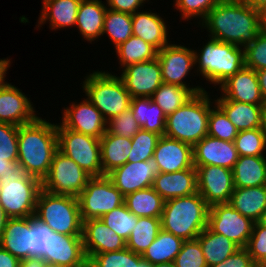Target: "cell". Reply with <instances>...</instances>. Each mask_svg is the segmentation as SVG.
<instances>
[{
	"label": "cell",
	"instance_id": "1",
	"mask_svg": "<svg viewBox=\"0 0 266 267\" xmlns=\"http://www.w3.org/2000/svg\"><path fill=\"white\" fill-rule=\"evenodd\" d=\"M197 26L208 37L245 47L261 32L260 11L244 0H220Z\"/></svg>",
	"mask_w": 266,
	"mask_h": 267
},
{
	"label": "cell",
	"instance_id": "2",
	"mask_svg": "<svg viewBox=\"0 0 266 267\" xmlns=\"http://www.w3.org/2000/svg\"><path fill=\"white\" fill-rule=\"evenodd\" d=\"M57 150V123L38 116L33 122L18 126L17 163L26 174L42 181L49 172Z\"/></svg>",
	"mask_w": 266,
	"mask_h": 267
},
{
	"label": "cell",
	"instance_id": "3",
	"mask_svg": "<svg viewBox=\"0 0 266 267\" xmlns=\"http://www.w3.org/2000/svg\"><path fill=\"white\" fill-rule=\"evenodd\" d=\"M207 40L202 48L194 50L196 70L193 73L213 84L215 89L245 66L244 47L211 37Z\"/></svg>",
	"mask_w": 266,
	"mask_h": 267
},
{
	"label": "cell",
	"instance_id": "4",
	"mask_svg": "<svg viewBox=\"0 0 266 267\" xmlns=\"http://www.w3.org/2000/svg\"><path fill=\"white\" fill-rule=\"evenodd\" d=\"M209 208L198 192L164 201L161 229L184 241L194 240L207 227Z\"/></svg>",
	"mask_w": 266,
	"mask_h": 267
},
{
	"label": "cell",
	"instance_id": "5",
	"mask_svg": "<svg viewBox=\"0 0 266 267\" xmlns=\"http://www.w3.org/2000/svg\"><path fill=\"white\" fill-rule=\"evenodd\" d=\"M212 97L204 90L168 115L164 136L193 147L208 134L210 109L215 105L214 95Z\"/></svg>",
	"mask_w": 266,
	"mask_h": 267
},
{
	"label": "cell",
	"instance_id": "6",
	"mask_svg": "<svg viewBox=\"0 0 266 267\" xmlns=\"http://www.w3.org/2000/svg\"><path fill=\"white\" fill-rule=\"evenodd\" d=\"M84 79L80 85L82 84L85 97L101 112L106 121L130 107L132 97L122 79L115 73L93 70Z\"/></svg>",
	"mask_w": 266,
	"mask_h": 267
},
{
	"label": "cell",
	"instance_id": "7",
	"mask_svg": "<svg viewBox=\"0 0 266 267\" xmlns=\"http://www.w3.org/2000/svg\"><path fill=\"white\" fill-rule=\"evenodd\" d=\"M42 189L41 180L26 174L23 167L0 178V205L8 218L35 215L37 198Z\"/></svg>",
	"mask_w": 266,
	"mask_h": 267
},
{
	"label": "cell",
	"instance_id": "8",
	"mask_svg": "<svg viewBox=\"0 0 266 267\" xmlns=\"http://www.w3.org/2000/svg\"><path fill=\"white\" fill-rule=\"evenodd\" d=\"M35 216L54 231L64 235H82L83 221L78 198L53 194L41 189Z\"/></svg>",
	"mask_w": 266,
	"mask_h": 267
},
{
	"label": "cell",
	"instance_id": "9",
	"mask_svg": "<svg viewBox=\"0 0 266 267\" xmlns=\"http://www.w3.org/2000/svg\"><path fill=\"white\" fill-rule=\"evenodd\" d=\"M58 150L92 177L103 176L100 139L65 128L57 123Z\"/></svg>",
	"mask_w": 266,
	"mask_h": 267
},
{
	"label": "cell",
	"instance_id": "10",
	"mask_svg": "<svg viewBox=\"0 0 266 267\" xmlns=\"http://www.w3.org/2000/svg\"><path fill=\"white\" fill-rule=\"evenodd\" d=\"M91 178L71 158L57 150L41 184L42 189L50 193L78 197Z\"/></svg>",
	"mask_w": 266,
	"mask_h": 267
},
{
	"label": "cell",
	"instance_id": "11",
	"mask_svg": "<svg viewBox=\"0 0 266 267\" xmlns=\"http://www.w3.org/2000/svg\"><path fill=\"white\" fill-rule=\"evenodd\" d=\"M82 221L101 218L124 203V196L107 175L92 177L79 194Z\"/></svg>",
	"mask_w": 266,
	"mask_h": 267
},
{
	"label": "cell",
	"instance_id": "12",
	"mask_svg": "<svg viewBox=\"0 0 266 267\" xmlns=\"http://www.w3.org/2000/svg\"><path fill=\"white\" fill-rule=\"evenodd\" d=\"M162 72V81L166 84L177 85L190 89L194 94L204 91L201 85L195 87L187 83L186 76L193 74L191 70L195 69L194 48L170 43L157 53ZM194 67V68H193Z\"/></svg>",
	"mask_w": 266,
	"mask_h": 267
},
{
	"label": "cell",
	"instance_id": "13",
	"mask_svg": "<svg viewBox=\"0 0 266 267\" xmlns=\"http://www.w3.org/2000/svg\"><path fill=\"white\" fill-rule=\"evenodd\" d=\"M253 225L250 218L235 210L230 203H218L209 208L207 228L224 235L239 247H246Z\"/></svg>",
	"mask_w": 266,
	"mask_h": 267
},
{
	"label": "cell",
	"instance_id": "14",
	"mask_svg": "<svg viewBox=\"0 0 266 267\" xmlns=\"http://www.w3.org/2000/svg\"><path fill=\"white\" fill-rule=\"evenodd\" d=\"M197 173L198 193L211 206L229 203L234 191L233 172L221 166H194Z\"/></svg>",
	"mask_w": 266,
	"mask_h": 267
},
{
	"label": "cell",
	"instance_id": "15",
	"mask_svg": "<svg viewBox=\"0 0 266 267\" xmlns=\"http://www.w3.org/2000/svg\"><path fill=\"white\" fill-rule=\"evenodd\" d=\"M119 74L132 98L151 97L163 83L158 58L130 64Z\"/></svg>",
	"mask_w": 266,
	"mask_h": 267
},
{
	"label": "cell",
	"instance_id": "16",
	"mask_svg": "<svg viewBox=\"0 0 266 267\" xmlns=\"http://www.w3.org/2000/svg\"><path fill=\"white\" fill-rule=\"evenodd\" d=\"M83 99L64 107L60 123L67 129L100 139L106 132L107 121L86 97Z\"/></svg>",
	"mask_w": 266,
	"mask_h": 267
},
{
	"label": "cell",
	"instance_id": "17",
	"mask_svg": "<svg viewBox=\"0 0 266 267\" xmlns=\"http://www.w3.org/2000/svg\"><path fill=\"white\" fill-rule=\"evenodd\" d=\"M158 173V164L154 158H150L147 161L127 162L111 171L107 177L125 197L135 191L152 187Z\"/></svg>",
	"mask_w": 266,
	"mask_h": 267
},
{
	"label": "cell",
	"instance_id": "18",
	"mask_svg": "<svg viewBox=\"0 0 266 267\" xmlns=\"http://www.w3.org/2000/svg\"><path fill=\"white\" fill-rule=\"evenodd\" d=\"M18 87L7 80L0 85V122L21 126L33 122L40 113Z\"/></svg>",
	"mask_w": 266,
	"mask_h": 267
},
{
	"label": "cell",
	"instance_id": "19",
	"mask_svg": "<svg viewBox=\"0 0 266 267\" xmlns=\"http://www.w3.org/2000/svg\"><path fill=\"white\" fill-rule=\"evenodd\" d=\"M82 239L87 260L95 254L126 248V240L107 227L101 218L83 221Z\"/></svg>",
	"mask_w": 266,
	"mask_h": 267
},
{
	"label": "cell",
	"instance_id": "20",
	"mask_svg": "<svg viewBox=\"0 0 266 267\" xmlns=\"http://www.w3.org/2000/svg\"><path fill=\"white\" fill-rule=\"evenodd\" d=\"M217 89L221 93L216 98H226L254 105H263L265 102L260 91L256 71L246 66L229 77Z\"/></svg>",
	"mask_w": 266,
	"mask_h": 267
},
{
	"label": "cell",
	"instance_id": "21",
	"mask_svg": "<svg viewBox=\"0 0 266 267\" xmlns=\"http://www.w3.org/2000/svg\"><path fill=\"white\" fill-rule=\"evenodd\" d=\"M239 158L234 142L206 135L193 146V165H215L233 169Z\"/></svg>",
	"mask_w": 266,
	"mask_h": 267
},
{
	"label": "cell",
	"instance_id": "22",
	"mask_svg": "<svg viewBox=\"0 0 266 267\" xmlns=\"http://www.w3.org/2000/svg\"><path fill=\"white\" fill-rule=\"evenodd\" d=\"M153 158L162 173H173L194 166L193 147L166 136L158 140Z\"/></svg>",
	"mask_w": 266,
	"mask_h": 267
},
{
	"label": "cell",
	"instance_id": "23",
	"mask_svg": "<svg viewBox=\"0 0 266 267\" xmlns=\"http://www.w3.org/2000/svg\"><path fill=\"white\" fill-rule=\"evenodd\" d=\"M50 264L62 267H88L82 235L51 234Z\"/></svg>",
	"mask_w": 266,
	"mask_h": 267
},
{
	"label": "cell",
	"instance_id": "24",
	"mask_svg": "<svg viewBox=\"0 0 266 267\" xmlns=\"http://www.w3.org/2000/svg\"><path fill=\"white\" fill-rule=\"evenodd\" d=\"M152 188L164 201L188 196L198 192L196 168H188L173 173H158Z\"/></svg>",
	"mask_w": 266,
	"mask_h": 267
},
{
	"label": "cell",
	"instance_id": "25",
	"mask_svg": "<svg viewBox=\"0 0 266 267\" xmlns=\"http://www.w3.org/2000/svg\"><path fill=\"white\" fill-rule=\"evenodd\" d=\"M138 10L132 14L133 35L154 46L158 51L171 43L166 21L157 12Z\"/></svg>",
	"mask_w": 266,
	"mask_h": 267
},
{
	"label": "cell",
	"instance_id": "26",
	"mask_svg": "<svg viewBox=\"0 0 266 267\" xmlns=\"http://www.w3.org/2000/svg\"><path fill=\"white\" fill-rule=\"evenodd\" d=\"M106 10L102 0H82L79 4L75 27L90 44L102 37Z\"/></svg>",
	"mask_w": 266,
	"mask_h": 267
},
{
	"label": "cell",
	"instance_id": "27",
	"mask_svg": "<svg viewBox=\"0 0 266 267\" xmlns=\"http://www.w3.org/2000/svg\"><path fill=\"white\" fill-rule=\"evenodd\" d=\"M82 0H43L36 28L49 22L51 30L58 31L61 28L74 27L76 25L77 12Z\"/></svg>",
	"mask_w": 266,
	"mask_h": 267
},
{
	"label": "cell",
	"instance_id": "28",
	"mask_svg": "<svg viewBox=\"0 0 266 267\" xmlns=\"http://www.w3.org/2000/svg\"><path fill=\"white\" fill-rule=\"evenodd\" d=\"M0 246L20 261L30 258V217L8 218Z\"/></svg>",
	"mask_w": 266,
	"mask_h": 267
},
{
	"label": "cell",
	"instance_id": "29",
	"mask_svg": "<svg viewBox=\"0 0 266 267\" xmlns=\"http://www.w3.org/2000/svg\"><path fill=\"white\" fill-rule=\"evenodd\" d=\"M238 131L262 128V105L241 103L226 98H214Z\"/></svg>",
	"mask_w": 266,
	"mask_h": 267
},
{
	"label": "cell",
	"instance_id": "30",
	"mask_svg": "<svg viewBox=\"0 0 266 267\" xmlns=\"http://www.w3.org/2000/svg\"><path fill=\"white\" fill-rule=\"evenodd\" d=\"M230 205L245 217L257 222L266 209V185L256 187H235Z\"/></svg>",
	"mask_w": 266,
	"mask_h": 267
},
{
	"label": "cell",
	"instance_id": "31",
	"mask_svg": "<svg viewBox=\"0 0 266 267\" xmlns=\"http://www.w3.org/2000/svg\"><path fill=\"white\" fill-rule=\"evenodd\" d=\"M232 172L234 187L266 185V156H239Z\"/></svg>",
	"mask_w": 266,
	"mask_h": 267
},
{
	"label": "cell",
	"instance_id": "32",
	"mask_svg": "<svg viewBox=\"0 0 266 267\" xmlns=\"http://www.w3.org/2000/svg\"><path fill=\"white\" fill-rule=\"evenodd\" d=\"M132 139L120 137L107 131L100 138L103 176L127 163Z\"/></svg>",
	"mask_w": 266,
	"mask_h": 267
},
{
	"label": "cell",
	"instance_id": "33",
	"mask_svg": "<svg viewBox=\"0 0 266 267\" xmlns=\"http://www.w3.org/2000/svg\"><path fill=\"white\" fill-rule=\"evenodd\" d=\"M130 108L142 130L164 136L166 115L151 97L132 98Z\"/></svg>",
	"mask_w": 266,
	"mask_h": 267
},
{
	"label": "cell",
	"instance_id": "34",
	"mask_svg": "<svg viewBox=\"0 0 266 267\" xmlns=\"http://www.w3.org/2000/svg\"><path fill=\"white\" fill-rule=\"evenodd\" d=\"M196 239L201 245L207 266L221 263L240 248L232 240L210 231L207 227Z\"/></svg>",
	"mask_w": 266,
	"mask_h": 267
},
{
	"label": "cell",
	"instance_id": "35",
	"mask_svg": "<svg viewBox=\"0 0 266 267\" xmlns=\"http://www.w3.org/2000/svg\"><path fill=\"white\" fill-rule=\"evenodd\" d=\"M124 204L137 217L161 218L164 200L152 187H148L126 195Z\"/></svg>",
	"mask_w": 266,
	"mask_h": 267
},
{
	"label": "cell",
	"instance_id": "36",
	"mask_svg": "<svg viewBox=\"0 0 266 267\" xmlns=\"http://www.w3.org/2000/svg\"><path fill=\"white\" fill-rule=\"evenodd\" d=\"M184 240L164 230H160L156 239L142 253V259L152 265L174 262L175 257L181 250Z\"/></svg>",
	"mask_w": 266,
	"mask_h": 267
},
{
	"label": "cell",
	"instance_id": "37",
	"mask_svg": "<svg viewBox=\"0 0 266 267\" xmlns=\"http://www.w3.org/2000/svg\"><path fill=\"white\" fill-rule=\"evenodd\" d=\"M117 60L121 69L143 61H150L157 57L158 50L141 38L132 35L127 41L115 48Z\"/></svg>",
	"mask_w": 266,
	"mask_h": 267
},
{
	"label": "cell",
	"instance_id": "38",
	"mask_svg": "<svg viewBox=\"0 0 266 267\" xmlns=\"http://www.w3.org/2000/svg\"><path fill=\"white\" fill-rule=\"evenodd\" d=\"M161 230V218L138 217L136 226L126 241V247L134 253H142L156 239Z\"/></svg>",
	"mask_w": 266,
	"mask_h": 267
},
{
	"label": "cell",
	"instance_id": "39",
	"mask_svg": "<svg viewBox=\"0 0 266 267\" xmlns=\"http://www.w3.org/2000/svg\"><path fill=\"white\" fill-rule=\"evenodd\" d=\"M105 34L114 48L127 41L133 35L132 15L107 8L102 36Z\"/></svg>",
	"mask_w": 266,
	"mask_h": 267
},
{
	"label": "cell",
	"instance_id": "40",
	"mask_svg": "<svg viewBox=\"0 0 266 267\" xmlns=\"http://www.w3.org/2000/svg\"><path fill=\"white\" fill-rule=\"evenodd\" d=\"M88 267H153L127 247L119 250L93 255L88 260Z\"/></svg>",
	"mask_w": 266,
	"mask_h": 267
},
{
	"label": "cell",
	"instance_id": "41",
	"mask_svg": "<svg viewBox=\"0 0 266 267\" xmlns=\"http://www.w3.org/2000/svg\"><path fill=\"white\" fill-rule=\"evenodd\" d=\"M195 94L188 88L162 83L151 96L166 117L188 102Z\"/></svg>",
	"mask_w": 266,
	"mask_h": 267
},
{
	"label": "cell",
	"instance_id": "42",
	"mask_svg": "<svg viewBox=\"0 0 266 267\" xmlns=\"http://www.w3.org/2000/svg\"><path fill=\"white\" fill-rule=\"evenodd\" d=\"M54 231L35 215L30 216V258H41L50 264L51 234Z\"/></svg>",
	"mask_w": 266,
	"mask_h": 267
},
{
	"label": "cell",
	"instance_id": "43",
	"mask_svg": "<svg viewBox=\"0 0 266 267\" xmlns=\"http://www.w3.org/2000/svg\"><path fill=\"white\" fill-rule=\"evenodd\" d=\"M234 144L239 156H266V132L263 128L238 131Z\"/></svg>",
	"mask_w": 266,
	"mask_h": 267
},
{
	"label": "cell",
	"instance_id": "44",
	"mask_svg": "<svg viewBox=\"0 0 266 267\" xmlns=\"http://www.w3.org/2000/svg\"><path fill=\"white\" fill-rule=\"evenodd\" d=\"M101 219L107 227L114 230L116 234L126 241L138 222V217L130 212L124 203L104 214Z\"/></svg>",
	"mask_w": 266,
	"mask_h": 267
},
{
	"label": "cell",
	"instance_id": "45",
	"mask_svg": "<svg viewBox=\"0 0 266 267\" xmlns=\"http://www.w3.org/2000/svg\"><path fill=\"white\" fill-rule=\"evenodd\" d=\"M160 135L140 129L131 139V151L127 162L147 161L153 154Z\"/></svg>",
	"mask_w": 266,
	"mask_h": 267
},
{
	"label": "cell",
	"instance_id": "46",
	"mask_svg": "<svg viewBox=\"0 0 266 267\" xmlns=\"http://www.w3.org/2000/svg\"><path fill=\"white\" fill-rule=\"evenodd\" d=\"M238 130L226 114L215 104L210 109L208 118V134L218 139L234 142Z\"/></svg>",
	"mask_w": 266,
	"mask_h": 267
},
{
	"label": "cell",
	"instance_id": "47",
	"mask_svg": "<svg viewBox=\"0 0 266 267\" xmlns=\"http://www.w3.org/2000/svg\"><path fill=\"white\" fill-rule=\"evenodd\" d=\"M219 1L220 0H173V7L181 12L180 18L183 21L197 19V24H199Z\"/></svg>",
	"mask_w": 266,
	"mask_h": 267
},
{
	"label": "cell",
	"instance_id": "48",
	"mask_svg": "<svg viewBox=\"0 0 266 267\" xmlns=\"http://www.w3.org/2000/svg\"><path fill=\"white\" fill-rule=\"evenodd\" d=\"M173 263L175 267H208L197 239L184 241Z\"/></svg>",
	"mask_w": 266,
	"mask_h": 267
},
{
	"label": "cell",
	"instance_id": "49",
	"mask_svg": "<svg viewBox=\"0 0 266 267\" xmlns=\"http://www.w3.org/2000/svg\"><path fill=\"white\" fill-rule=\"evenodd\" d=\"M140 129L141 127L133 116L130 107L109 119L106 124V131L108 133L125 138H132Z\"/></svg>",
	"mask_w": 266,
	"mask_h": 267
},
{
	"label": "cell",
	"instance_id": "50",
	"mask_svg": "<svg viewBox=\"0 0 266 267\" xmlns=\"http://www.w3.org/2000/svg\"><path fill=\"white\" fill-rule=\"evenodd\" d=\"M0 159L18 161V126L0 122Z\"/></svg>",
	"mask_w": 266,
	"mask_h": 267
},
{
	"label": "cell",
	"instance_id": "51",
	"mask_svg": "<svg viewBox=\"0 0 266 267\" xmlns=\"http://www.w3.org/2000/svg\"><path fill=\"white\" fill-rule=\"evenodd\" d=\"M245 66L255 71L266 69V33L260 32L255 40L244 47Z\"/></svg>",
	"mask_w": 266,
	"mask_h": 267
},
{
	"label": "cell",
	"instance_id": "52",
	"mask_svg": "<svg viewBox=\"0 0 266 267\" xmlns=\"http://www.w3.org/2000/svg\"><path fill=\"white\" fill-rule=\"evenodd\" d=\"M245 248L258 267H266V227L254 222Z\"/></svg>",
	"mask_w": 266,
	"mask_h": 267
},
{
	"label": "cell",
	"instance_id": "53",
	"mask_svg": "<svg viewBox=\"0 0 266 267\" xmlns=\"http://www.w3.org/2000/svg\"><path fill=\"white\" fill-rule=\"evenodd\" d=\"M208 267H258L245 247H240L227 259Z\"/></svg>",
	"mask_w": 266,
	"mask_h": 267
},
{
	"label": "cell",
	"instance_id": "54",
	"mask_svg": "<svg viewBox=\"0 0 266 267\" xmlns=\"http://www.w3.org/2000/svg\"><path fill=\"white\" fill-rule=\"evenodd\" d=\"M149 1L150 0H106V6L109 9L132 15L140 10V8L142 9L144 4Z\"/></svg>",
	"mask_w": 266,
	"mask_h": 267
},
{
	"label": "cell",
	"instance_id": "55",
	"mask_svg": "<svg viewBox=\"0 0 266 267\" xmlns=\"http://www.w3.org/2000/svg\"><path fill=\"white\" fill-rule=\"evenodd\" d=\"M0 267H20V260L0 246Z\"/></svg>",
	"mask_w": 266,
	"mask_h": 267
},
{
	"label": "cell",
	"instance_id": "56",
	"mask_svg": "<svg viewBox=\"0 0 266 267\" xmlns=\"http://www.w3.org/2000/svg\"><path fill=\"white\" fill-rule=\"evenodd\" d=\"M20 167L17 162H12L7 159H0V178L7 177Z\"/></svg>",
	"mask_w": 266,
	"mask_h": 267
},
{
	"label": "cell",
	"instance_id": "57",
	"mask_svg": "<svg viewBox=\"0 0 266 267\" xmlns=\"http://www.w3.org/2000/svg\"><path fill=\"white\" fill-rule=\"evenodd\" d=\"M12 64L10 58H2L0 59V85L6 80L7 71L10 69V65Z\"/></svg>",
	"mask_w": 266,
	"mask_h": 267
},
{
	"label": "cell",
	"instance_id": "58",
	"mask_svg": "<svg viewBox=\"0 0 266 267\" xmlns=\"http://www.w3.org/2000/svg\"><path fill=\"white\" fill-rule=\"evenodd\" d=\"M46 263L41 258H28L20 261V267H45Z\"/></svg>",
	"mask_w": 266,
	"mask_h": 267
},
{
	"label": "cell",
	"instance_id": "59",
	"mask_svg": "<svg viewBox=\"0 0 266 267\" xmlns=\"http://www.w3.org/2000/svg\"><path fill=\"white\" fill-rule=\"evenodd\" d=\"M261 94L266 101V69L256 71Z\"/></svg>",
	"mask_w": 266,
	"mask_h": 267
},
{
	"label": "cell",
	"instance_id": "60",
	"mask_svg": "<svg viewBox=\"0 0 266 267\" xmlns=\"http://www.w3.org/2000/svg\"><path fill=\"white\" fill-rule=\"evenodd\" d=\"M249 6L260 11L266 6V0H244Z\"/></svg>",
	"mask_w": 266,
	"mask_h": 267
},
{
	"label": "cell",
	"instance_id": "61",
	"mask_svg": "<svg viewBox=\"0 0 266 267\" xmlns=\"http://www.w3.org/2000/svg\"><path fill=\"white\" fill-rule=\"evenodd\" d=\"M8 217L6 216L3 207L0 205V240L6 225Z\"/></svg>",
	"mask_w": 266,
	"mask_h": 267
},
{
	"label": "cell",
	"instance_id": "62",
	"mask_svg": "<svg viewBox=\"0 0 266 267\" xmlns=\"http://www.w3.org/2000/svg\"><path fill=\"white\" fill-rule=\"evenodd\" d=\"M261 31L266 33V6L260 10Z\"/></svg>",
	"mask_w": 266,
	"mask_h": 267
},
{
	"label": "cell",
	"instance_id": "63",
	"mask_svg": "<svg viewBox=\"0 0 266 267\" xmlns=\"http://www.w3.org/2000/svg\"><path fill=\"white\" fill-rule=\"evenodd\" d=\"M262 128L266 132V101L262 105Z\"/></svg>",
	"mask_w": 266,
	"mask_h": 267
},
{
	"label": "cell",
	"instance_id": "64",
	"mask_svg": "<svg viewBox=\"0 0 266 267\" xmlns=\"http://www.w3.org/2000/svg\"><path fill=\"white\" fill-rule=\"evenodd\" d=\"M260 225L266 227V209L263 211L262 215L260 216L259 220L257 221Z\"/></svg>",
	"mask_w": 266,
	"mask_h": 267
},
{
	"label": "cell",
	"instance_id": "65",
	"mask_svg": "<svg viewBox=\"0 0 266 267\" xmlns=\"http://www.w3.org/2000/svg\"><path fill=\"white\" fill-rule=\"evenodd\" d=\"M153 267H175L173 262H165L160 264H155Z\"/></svg>",
	"mask_w": 266,
	"mask_h": 267
},
{
	"label": "cell",
	"instance_id": "66",
	"mask_svg": "<svg viewBox=\"0 0 266 267\" xmlns=\"http://www.w3.org/2000/svg\"><path fill=\"white\" fill-rule=\"evenodd\" d=\"M45 267H62V266H58V265H51V264H46Z\"/></svg>",
	"mask_w": 266,
	"mask_h": 267
}]
</instances>
